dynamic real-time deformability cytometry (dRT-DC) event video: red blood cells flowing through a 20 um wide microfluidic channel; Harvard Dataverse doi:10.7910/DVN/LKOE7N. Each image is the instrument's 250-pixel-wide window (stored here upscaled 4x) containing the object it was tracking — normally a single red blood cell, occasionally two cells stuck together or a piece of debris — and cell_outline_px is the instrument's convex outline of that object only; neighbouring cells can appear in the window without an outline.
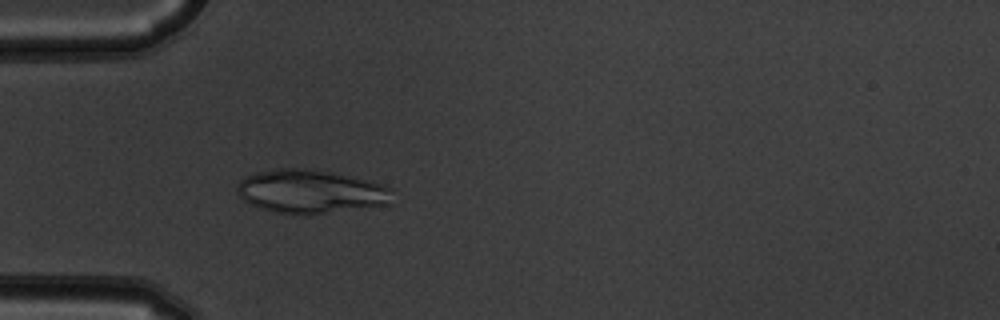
{"species": "common noctule bat (a hibernating species)", "species_latin": "Nyctalus noctula", "temperature_condition": "warm", "stored_images_in_passage": 4, "camera_frame_rate_fps": 3000, "um_per_image_px": 0.085, "animal": {"sex": "male", "body_mass_g": 19.5, "forearm_length_mm": 54.6}, "frame": {"image": 1, "passage_image": 4, "time_ms": 1.0, "image_size_px": [1000, 320], "cell_outline_px": [[392, 204], [324, 212], [276, 212], [252, 204], [244, 200], [240, 196], [236, 188], [240, 180], [244, 176], [276, 168], [304, 168], [328, 172], [384, 184], [392, 188]], "centroid_in_image_um": [26.42, 16.24], "position_along_channel_um": 58.6, "area_um2": 38.26}}